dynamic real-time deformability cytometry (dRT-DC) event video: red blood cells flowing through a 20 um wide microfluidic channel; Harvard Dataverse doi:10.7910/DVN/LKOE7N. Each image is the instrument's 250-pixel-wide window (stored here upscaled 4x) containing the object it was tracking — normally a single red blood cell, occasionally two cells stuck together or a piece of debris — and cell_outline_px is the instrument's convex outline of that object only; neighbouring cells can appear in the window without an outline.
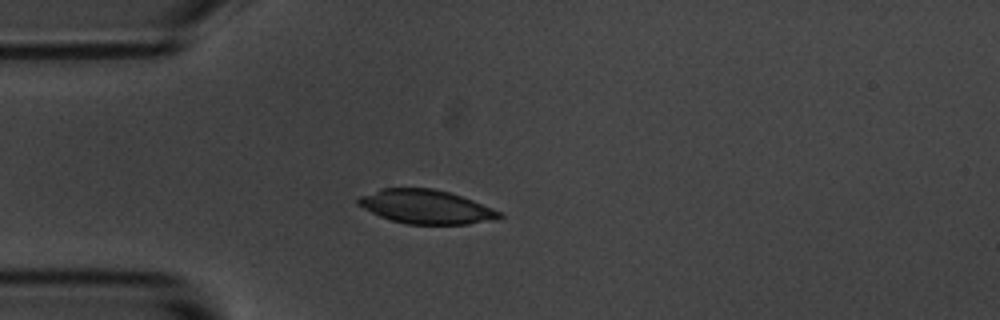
{"species": "common noctule bat (a hibernating species)", "species_latin": "Nyctalus noctula", "temperature_condition": "room temperature", "stored_images_in_passage": 42, "camera_frame_rate_fps": 3000, "um_per_image_px": 0.085, "animal": {"sex": "male", "body_mass_g": 20.1, "forearm_length_mm": 53.5}, "frame": {"image": 1, "passage_image": 1, "time_ms": 0.0, "image_size_px": [1000, 320], "cell_outline_px": [[504, 216], [500, 220], [468, 224], [408, 224], [392, 220], [380, 216], [356, 204], [356, 200], [360, 196], [380, 188], [432, 188], [448, 192], [472, 200], [492, 208], [500, 212]], "centroid_in_image_um": [36.23, 17.58], "position_along_channel_um": 48.8, "area_um2": 27.86}}
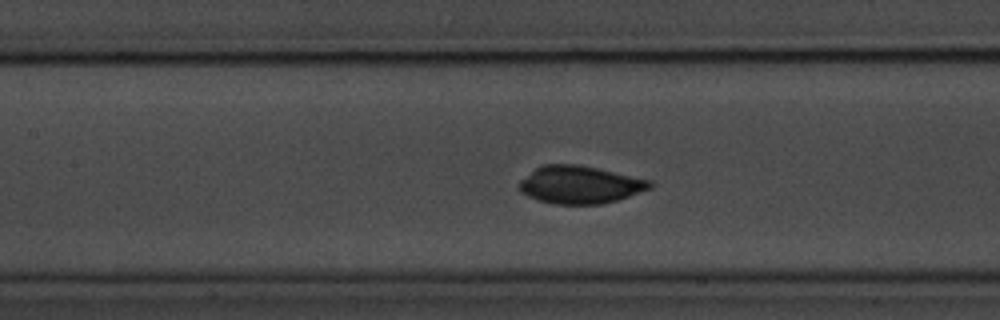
{"frame": {"image": 2, "passage_image": 11, "time_ms": 3.333, "image_size_px": [1000, 320], "cell_outline_px": [[656, 184], [652, 188], [616, 200], [600, 204], [552, 204], [536, 200], [520, 192], [516, 188], [520, 180], [536, 168], [544, 164], [580, 164], [652, 180]], "centroid_in_image_um": [49.29, 15.7], "position_along_channel_um": 158.1, "area_um2": 29.02}}
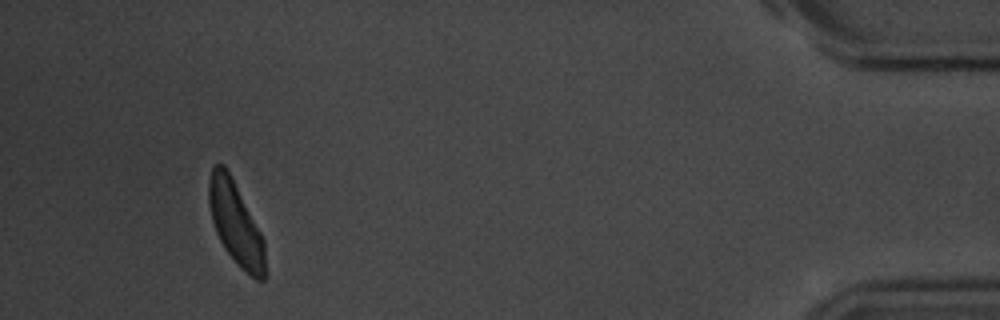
{"frame": {"image": 3, "passage_image": 38, "time_ms": 12.333, "image_size_px": [1000, 320], "cell_outline_px": [[264, 280], [256, 280], [236, 264], [224, 248], [216, 232], [212, 220], [208, 204], [208, 180], [212, 168], [216, 164], [224, 164], [260, 232], [264, 240]], "centroid_in_image_um": [19.99, 18.99], "position_along_channel_um": 415.2, "area_um2": 26.59}, "authors_computed_cell_mechanics": {"area_um2": 28.1197, "velocity_mm_per_s": 3.6151, "shape_relaxation_time_tau1_ms": 5.7616, "shape_relaxation_time_tau2_ms": 2.4416, "deformation_change_tau1": 0.2556, "deformation_change_tau2": 0.0549}}